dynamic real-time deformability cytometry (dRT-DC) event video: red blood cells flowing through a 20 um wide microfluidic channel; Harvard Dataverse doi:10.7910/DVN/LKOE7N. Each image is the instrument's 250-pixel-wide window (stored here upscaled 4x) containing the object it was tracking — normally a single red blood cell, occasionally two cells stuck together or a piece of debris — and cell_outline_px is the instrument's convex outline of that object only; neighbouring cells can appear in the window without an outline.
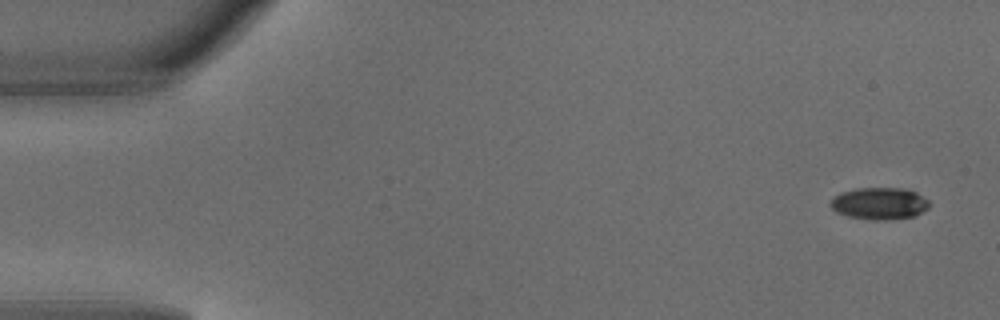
{"species": "common noctule bat (a hibernating species)", "species_latin": "Nyctalus noctula", "temperature_condition": "warm", "stored_images_in_passage": 4, "camera_frame_rate_fps": 3000, "um_per_image_px": 0.085, "animal": {"sex": "male", "body_mass_g": 18.8}, "frame": {"image": 1, "passage_image": 1, "time_ms": 0.0, "image_size_px": [1000, 320], "cell_outline_px": [[928, 208], [916, 216], [888, 220], [876, 220], [848, 216], [836, 212], [828, 204], [840, 192], [856, 188], [904, 188], [916, 192], [928, 200]], "centroid_in_image_um": [74.75, 17.29], "position_along_channel_um": 10.2, "area_um2": 18.44}}
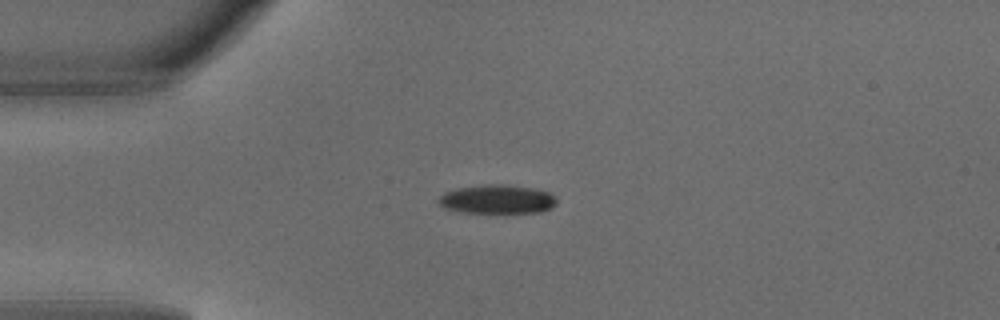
{"frame": {"image": 2, "passage_image": 3, "time_ms": 0.667, "image_size_px": [1000, 320], "cell_outline_px": [[556, 204], [552, 208], [540, 212], [460, 212], [448, 208], [440, 204], [436, 200], [444, 192], [456, 188], [484, 184], [504, 184], [532, 188], [548, 192], [556, 196]], "centroid_in_image_um": [42.27, 16.92], "position_along_channel_um": 42.7, "area_um2": 19.83}}